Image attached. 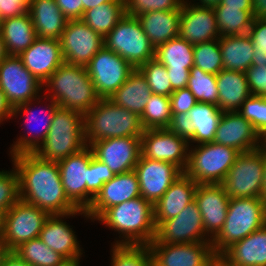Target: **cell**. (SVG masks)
<instances>
[{
	"label": "cell",
	"mask_w": 266,
	"mask_h": 266,
	"mask_svg": "<svg viewBox=\"0 0 266 266\" xmlns=\"http://www.w3.org/2000/svg\"><path fill=\"white\" fill-rule=\"evenodd\" d=\"M19 175V198L50 215L79 210L67 197L57 162L40 159L34 153L11 156Z\"/></svg>",
	"instance_id": "1"
},
{
	"label": "cell",
	"mask_w": 266,
	"mask_h": 266,
	"mask_svg": "<svg viewBox=\"0 0 266 266\" xmlns=\"http://www.w3.org/2000/svg\"><path fill=\"white\" fill-rule=\"evenodd\" d=\"M96 220L120 234L114 244L148 245L155 238L153 204L141 196L107 208Z\"/></svg>",
	"instance_id": "2"
},
{
	"label": "cell",
	"mask_w": 266,
	"mask_h": 266,
	"mask_svg": "<svg viewBox=\"0 0 266 266\" xmlns=\"http://www.w3.org/2000/svg\"><path fill=\"white\" fill-rule=\"evenodd\" d=\"M58 106L84 116L101 99L85 66L63 63L44 83L43 90ZM51 93V94H50Z\"/></svg>",
	"instance_id": "3"
},
{
	"label": "cell",
	"mask_w": 266,
	"mask_h": 266,
	"mask_svg": "<svg viewBox=\"0 0 266 266\" xmlns=\"http://www.w3.org/2000/svg\"><path fill=\"white\" fill-rule=\"evenodd\" d=\"M84 124L87 146L101 139L141 137L144 132L138 114L115 105L110 99H100L84 116Z\"/></svg>",
	"instance_id": "4"
},
{
	"label": "cell",
	"mask_w": 266,
	"mask_h": 266,
	"mask_svg": "<svg viewBox=\"0 0 266 266\" xmlns=\"http://www.w3.org/2000/svg\"><path fill=\"white\" fill-rule=\"evenodd\" d=\"M84 115L58 106L44 143L34 153L40 159L58 162L85 148Z\"/></svg>",
	"instance_id": "5"
},
{
	"label": "cell",
	"mask_w": 266,
	"mask_h": 266,
	"mask_svg": "<svg viewBox=\"0 0 266 266\" xmlns=\"http://www.w3.org/2000/svg\"><path fill=\"white\" fill-rule=\"evenodd\" d=\"M265 225L266 206L261 198H230L225 223L211 240L213 252L223 253Z\"/></svg>",
	"instance_id": "6"
},
{
	"label": "cell",
	"mask_w": 266,
	"mask_h": 266,
	"mask_svg": "<svg viewBox=\"0 0 266 266\" xmlns=\"http://www.w3.org/2000/svg\"><path fill=\"white\" fill-rule=\"evenodd\" d=\"M238 154L236 149L215 142L191 145L184 172L198 184H221Z\"/></svg>",
	"instance_id": "7"
},
{
	"label": "cell",
	"mask_w": 266,
	"mask_h": 266,
	"mask_svg": "<svg viewBox=\"0 0 266 266\" xmlns=\"http://www.w3.org/2000/svg\"><path fill=\"white\" fill-rule=\"evenodd\" d=\"M104 41L108 49L125 59L134 69L155 58V47L135 16L125 14Z\"/></svg>",
	"instance_id": "8"
},
{
	"label": "cell",
	"mask_w": 266,
	"mask_h": 266,
	"mask_svg": "<svg viewBox=\"0 0 266 266\" xmlns=\"http://www.w3.org/2000/svg\"><path fill=\"white\" fill-rule=\"evenodd\" d=\"M263 173V147L240 152L221 185L230 198H260Z\"/></svg>",
	"instance_id": "9"
},
{
	"label": "cell",
	"mask_w": 266,
	"mask_h": 266,
	"mask_svg": "<svg viewBox=\"0 0 266 266\" xmlns=\"http://www.w3.org/2000/svg\"><path fill=\"white\" fill-rule=\"evenodd\" d=\"M49 216L45 210L19 199L5 213L2 241L13 251L20 244L38 238Z\"/></svg>",
	"instance_id": "10"
},
{
	"label": "cell",
	"mask_w": 266,
	"mask_h": 266,
	"mask_svg": "<svg viewBox=\"0 0 266 266\" xmlns=\"http://www.w3.org/2000/svg\"><path fill=\"white\" fill-rule=\"evenodd\" d=\"M85 67L101 99H108L134 70L125 59L105 45Z\"/></svg>",
	"instance_id": "11"
},
{
	"label": "cell",
	"mask_w": 266,
	"mask_h": 266,
	"mask_svg": "<svg viewBox=\"0 0 266 266\" xmlns=\"http://www.w3.org/2000/svg\"><path fill=\"white\" fill-rule=\"evenodd\" d=\"M42 87L43 84L24 67L19 56L8 55L0 64V89L12 109L38 98Z\"/></svg>",
	"instance_id": "12"
},
{
	"label": "cell",
	"mask_w": 266,
	"mask_h": 266,
	"mask_svg": "<svg viewBox=\"0 0 266 266\" xmlns=\"http://www.w3.org/2000/svg\"><path fill=\"white\" fill-rule=\"evenodd\" d=\"M205 233L202 216L195 200L189 203L176 217L162 221L156 227L151 243H195L211 242Z\"/></svg>",
	"instance_id": "13"
},
{
	"label": "cell",
	"mask_w": 266,
	"mask_h": 266,
	"mask_svg": "<svg viewBox=\"0 0 266 266\" xmlns=\"http://www.w3.org/2000/svg\"><path fill=\"white\" fill-rule=\"evenodd\" d=\"M189 141L168 128L147 129L141 136V155L175 164L184 172L189 160Z\"/></svg>",
	"instance_id": "14"
},
{
	"label": "cell",
	"mask_w": 266,
	"mask_h": 266,
	"mask_svg": "<svg viewBox=\"0 0 266 266\" xmlns=\"http://www.w3.org/2000/svg\"><path fill=\"white\" fill-rule=\"evenodd\" d=\"M60 41L64 62L80 66H86L105 45L104 37L81 19L68 20Z\"/></svg>",
	"instance_id": "15"
},
{
	"label": "cell",
	"mask_w": 266,
	"mask_h": 266,
	"mask_svg": "<svg viewBox=\"0 0 266 266\" xmlns=\"http://www.w3.org/2000/svg\"><path fill=\"white\" fill-rule=\"evenodd\" d=\"M43 96L42 98L44 99L46 98V101L50 103L47 104V106H45V110H41L43 112L45 111L41 119H40V116L37 115V113L35 114V111H33V108H30V107H33V104H35L36 102H38L37 105L41 103V100H40L42 99L40 98L41 96H39L35 100H31L24 104L18 105L17 107L13 109L12 117L14 116L16 118L18 115H21V114L26 115L24 117L25 120L23 122L26 123L24 126L29 127V129L26 128L28 132L25 133L24 135H20V137L16 139L17 141L13 142L14 144L10 146L9 154L11 156H16V155L24 154V153H35L38 150V148L44 143L47 133L49 132L51 123L53 121L54 113H55L56 108L58 107V104L54 102L51 98L49 97L47 98V96L45 97V94ZM39 120H41L40 122H42L43 125L42 123L38 124L40 130L38 128L37 130L33 131L32 126L30 125L31 122L36 123ZM40 125L42 127H40Z\"/></svg>",
	"instance_id": "16"
},
{
	"label": "cell",
	"mask_w": 266,
	"mask_h": 266,
	"mask_svg": "<svg viewBox=\"0 0 266 266\" xmlns=\"http://www.w3.org/2000/svg\"><path fill=\"white\" fill-rule=\"evenodd\" d=\"M89 147L99 161L116 175L133 171L141 155V137H117L92 142Z\"/></svg>",
	"instance_id": "17"
},
{
	"label": "cell",
	"mask_w": 266,
	"mask_h": 266,
	"mask_svg": "<svg viewBox=\"0 0 266 266\" xmlns=\"http://www.w3.org/2000/svg\"><path fill=\"white\" fill-rule=\"evenodd\" d=\"M154 266H208L214 254L211 242L150 243Z\"/></svg>",
	"instance_id": "18"
},
{
	"label": "cell",
	"mask_w": 266,
	"mask_h": 266,
	"mask_svg": "<svg viewBox=\"0 0 266 266\" xmlns=\"http://www.w3.org/2000/svg\"><path fill=\"white\" fill-rule=\"evenodd\" d=\"M134 171L138 176L141 197L153 205L183 173L175 164L140 155Z\"/></svg>",
	"instance_id": "19"
},
{
	"label": "cell",
	"mask_w": 266,
	"mask_h": 266,
	"mask_svg": "<svg viewBox=\"0 0 266 266\" xmlns=\"http://www.w3.org/2000/svg\"><path fill=\"white\" fill-rule=\"evenodd\" d=\"M178 36L192 45L220 39L214 8L198 6L189 0H183Z\"/></svg>",
	"instance_id": "20"
},
{
	"label": "cell",
	"mask_w": 266,
	"mask_h": 266,
	"mask_svg": "<svg viewBox=\"0 0 266 266\" xmlns=\"http://www.w3.org/2000/svg\"><path fill=\"white\" fill-rule=\"evenodd\" d=\"M89 146L74 155L58 161L60 178L68 199L78 208L86 211V183L88 167L93 157Z\"/></svg>",
	"instance_id": "21"
},
{
	"label": "cell",
	"mask_w": 266,
	"mask_h": 266,
	"mask_svg": "<svg viewBox=\"0 0 266 266\" xmlns=\"http://www.w3.org/2000/svg\"><path fill=\"white\" fill-rule=\"evenodd\" d=\"M140 196L138 176L134 170L116 174L110 181L104 183L85 213L93 222L107 208Z\"/></svg>",
	"instance_id": "22"
},
{
	"label": "cell",
	"mask_w": 266,
	"mask_h": 266,
	"mask_svg": "<svg viewBox=\"0 0 266 266\" xmlns=\"http://www.w3.org/2000/svg\"><path fill=\"white\" fill-rule=\"evenodd\" d=\"M88 216L85 211L79 209L67 214L50 215L44 223L39 238L53 251L60 253L67 260L80 259L83 252L73 227L70 226L64 217H75L76 215ZM63 218V220H62ZM72 227V228H71Z\"/></svg>",
	"instance_id": "23"
},
{
	"label": "cell",
	"mask_w": 266,
	"mask_h": 266,
	"mask_svg": "<svg viewBox=\"0 0 266 266\" xmlns=\"http://www.w3.org/2000/svg\"><path fill=\"white\" fill-rule=\"evenodd\" d=\"M213 142L234 148L239 153L262 147L261 136L238 112H223Z\"/></svg>",
	"instance_id": "24"
},
{
	"label": "cell",
	"mask_w": 266,
	"mask_h": 266,
	"mask_svg": "<svg viewBox=\"0 0 266 266\" xmlns=\"http://www.w3.org/2000/svg\"><path fill=\"white\" fill-rule=\"evenodd\" d=\"M194 200L202 216L204 231L213 239L225 223L230 197L221 184H198Z\"/></svg>",
	"instance_id": "25"
},
{
	"label": "cell",
	"mask_w": 266,
	"mask_h": 266,
	"mask_svg": "<svg viewBox=\"0 0 266 266\" xmlns=\"http://www.w3.org/2000/svg\"><path fill=\"white\" fill-rule=\"evenodd\" d=\"M19 57L42 84L64 63L61 41L37 37Z\"/></svg>",
	"instance_id": "26"
},
{
	"label": "cell",
	"mask_w": 266,
	"mask_h": 266,
	"mask_svg": "<svg viewBox=\"0 0 266 266\" xmlns=\"http://www.w3.org/2000/svg\"><path fill=\"white\" fill-rule=\"evenodd\" d=\"M197 187L198 183L183 172L153 205L155 226L176 217L195 199Z\"/></svg>",
	"instance_id": "27"
},
{
	"label": "cell",
	"mask_w": 266,
	"mask_h": 266,
	"mask_svg": "<svg viewBox=\"0 0 266 266\" xmlns=\"http://www.w3.org/2000/svg\"><path fill=\"white\" fill-rule=\"evenodd\" d=\"M36 35L39 38L60 40L68 19L55 0H33L28 7Z\"/></svg>",
	"instance_id": "28"
},
{
	"label": "cell",
	"mask_w": 266,
	"mask_h": 266,
	"mask_svg": "<svg viewBox=\"0 0 266 266\" xmlns=\"http://www.w3.org/2000/svg\"><path fill=\"white\" fill-rule=\"evenodd\" d=\"M218 107L223 112H236L251 96L245 72L221 70L216 75Z\"/></svg>",
	"instance_id": "29"
},
{
	"label": "cell",
	"mask_w": 266,
	"mask_h": 266,
	"mask_svg": "<svg viewBox=\"0 0 266 266\" xmlns=\"http://www.w3.org/2000/svg\"><path fill=\"white\" fill-rule=\"evenodd\" d=\"M152 95L146 78L137 68L134 69L123 83L108 99L115 105L123 107L139 116Z\"/></svg>",
	"instance_id": "30"
},
{
	"label": "cell",
	"mask_w": 266,
	"mask_h": 266,
	"mask_svg": "<svg viewBox=\"0 0 266 266\" xmlns=\"http://www.w3.org/2000/svg\"><path fill=\"white\" fill-rule=\"evenodd\" d=\"M222 254L238 266H266V225L235 242Z\"/></svg>",
	"instance_id": "31"
},
{
	"label": "cell",
	"mask_w": 266,
	"mask_h": 266,
	"mask_svg": "<svg viewBox=\"0 0 266 266\" xmlns=\"http://www.w3.org/2000/svg\"><path fill=\"white\" fill-rule=\"evenodd\" d=\"M181 10L152 11L137 16L151 44L157 46L178 37Z\"/></svg>",
	"instance_id": "32"
},
{
	"label": "cell",
	"mask_w": 266,
	"mask_h": 266,
	"mask_svg": "<svg viewBox=\"0 0 266 266\" xmlns=\"http://www.w3.org/2000/svg\"><path fill=\"white\" fill-rule=\"evenodd\" d=\"M1 36L8 55L19 56L28 49L37 38L30 14L2 20Z\"/></svg>",
	"instance_id": "33"
},
{
	"label": "cell",
	"mask_w": 266,
	"mask_h": 266,
	"mask_svg": "<svg viewBox=\"0 0 266 266\" xmlns=\"http://www.w3.org/2000/svg\"><path fill=\"white\" fill-rule=\"evenodd\" d=\"M223 69L246 72L252 66L254 45L248 35L223 36L219 39Z\"/></svg>",
	"instance_id": "34"
},
{
	"label": "cell",
	"mask_w": 266,
	"mask_h": 266,
	"mask_svg": "<svg viewBox=\"0 0 266 266\" xmlns=\"http://www.w3.org/2000/svg\"><path fill=\"white\" fill-rule=\"evenodd\" d=\"M188 114L194 124V136L189 140L190 146L194 143L198 145L213 142L223 111L217 105L198 102Z\"/></svg>",
	"instance_id": "35"
},
{
	"label": "cell",
	"mask_w": 266,
	"mask_h": 266,
	"mask_svg": "<svg viewBox=\"0 0 266 266\" xmlns=\"http://www.w3.org/2000/svg\"><path fill=\"white\" fill-rule=\"evenodd\" d=\"M194 45L179 36L155 48V59L167 70H190L194 66Z\"/></svg>",
	"instance_id": "36"
},
{
	"label": "cell",
	"mask_w": 266,
	"mask_h": 266,
	"mask_svg": "<svg viewBox=\"0 0 266 266\" xmlns=\"http://www.w3.org/2000/svg\"><path fill=\"white\" fill-rule=\"evenodd\" d=\"M124 15V0H116L84 11L81 20L105 38Z\"/></svg>",
	"instance_id": "37"
},
{
	"label": "cell",
	"mask_w": 266,
	"mask_h": 266,
	"mask_svg": "<svg viewBox=\"0 0 266 266\" xmlns=\"http://www.w3.org/2000/svg\"><path fill=\"white\" fill-rule=\"evenodd\" d=\"M217 28L221 37L248 33L253 22V10H242L241 7H214Z\"/></svg>",
	"instance_id": "38"
},
{
	"label": "cell",
	"mask_w": 266,
	"mask_h": 266,
	"mask_svg": "<svg viewBox=\"0 0 266 266\" xmlns=\"http://www.w3.org/2000/svg\"><path fill=\"white\" fill-rule=\"evenodd\" d=\"M13 252L30 266H60L67 260L39 237L20 244Z\"/></svg>",
	"instance_id": "39"
},
{
	"label": "cell",
	"mask_w": 266,
	"mask_h": 266,
	"mask_svg": "<svg viewBox=\"0 0 266 266\" xmlns=\"http://www.w3.org/2000/svg\"><path fill=\"white\" fill-rule=\"evenodd\" d=\"M172 117L170 97L153 94L140 116L144 130L168 128Z\"/></svg>",
	"instance_id": "40"
},
{
	"label": "cell",
	"mask_w": 266,
	"mask_h": 266,
	"mask_svg": "<svg viewBox=\"0 0 266 266\" xmlns=\"http://www.w3.org/2000/svg\"><path fill=\"white\" fill-rule=\"evenodd\" d=\"M187 88L201 103H211L218 106V87L216 75L202 71L193 66L190 69Z\"/></svg>",
	"instance_id": "41"
},
{
	"label": "cell",
	"mask_w": 266,
	"mask_h": 266,
	"mask_svg": "<svg viewBox=\"0 0 266 266\" xmlns=\"http://www.w3.org/2000/svg\"><path fill=\"white\" fill-rule=\"evenodd\" d=\"M111 266H154L147 245L112 244Z\"/></svg>",
	"instance_id": "42"
},
{
	"label": "cell",
	"mask_w": 266,
	"mask_h": 266,
	"mask_svg": "<svg viewBox=\"0 0 266 266\" xmlns=\"http://www.w3.org/2000/svg\"><path fill=\"white\" fill-rule=\"evenodd\" d=\"M193 55L194 66L199 67L202 71L217 75L223 70L219 39L194 45Z\"/></svg>",
	"instance_id": "43"
},
{
	"label": "cell",
	"mask_w": 266,
	"mask_h": 266,
	"mask_svg": "<svg viewBox=\"0 0 266 266\" xmlns=\"http://www.w3.org/2000/svg\"><path fill=\"white\" fill-rule=\"evenodd\" d=\"M147 80L153 94L170 97L172 87L167 73V68L155 58L149 60L138 68Z\"/></svg>",
	"instance_id": "44"
},
{
	"label": "cell",
	"mask_w": 266,
	"mask_h": 266,
	"mask_svg": "<svg viewBox=\"0 0 266 266\" xmlns=\"http://www.w3.org/2000/svg\"><path fill=\"white\" fill-rule=\"evenodd\" d=\"M236 112L253 125L261 138L266 134V97L251 95Z\"/></svg>",
	"instance_id": "45"
},
{
	"label": "cell",
	"mask_w": 266,
	"mask_h": 266,
	"mask_svg": "<svg viewBox=\"0 0 266 266\" xmlns=\"http://www.w3.org/2000/svg\"><path fill=\"white\" fill-rule=\"evenodd\" d=\"M114 176L115 174L105 163L92 157L88 167V183H86V210L104 183L110 181Z\"/></svg>",
	"instance_id": "46"
},
{
	"label": "cell",
	"mask_w": 266,
	"mask_h": 266,
	"mask_svg": "<svg viewBox=\"0 0 266 266\" xmlns=\"http://www.w3.org/2000/svg\"><path fill=\"white\" fill-rule=\"evenodd\" d=\"M19 199V175L13 165L11 171H0V209L6 213Z\"/></svg>",
	"instance_id": "47"
},
{
	"label": "cell",
	"mask_w": 266,
	"mask_h": 266,
	"mask_svg": "<svg viewBox=\"0 0 266 266\" xmlns=\"http://www.w3.org/2000/svg\"><path fill=\"white\" fill-rule=\"evenodd\" d=\"M183 0H124L125 14L139 16L145 12L181 10Z\"/></svg>",
	"instance_id": "48"
},
{
	"label": "cell",
	"mask_w": 266,
	"mask_h": 266,
	"mask_svg": "<svg viewBox=\"0 0 266 266\" xmlns=\"http://www.w3.org/2000/svg\"><path fill=\"white\" fill-rule=\"evenodd\" d=\"M248 35L254 45L252 66L266 65V20H253Z\"/></svg>",
	"instance_id": "49"
},
{
	"label": "cell",
	"mask_w": 266,
	"mask_h": 266,
	"mask_svg": "<svg viewBox=\"0 0 266 266\" xmlns=\"http://www.w3.org/2000/svg\"><path fill=\"white\" fill-rule=\"evenodd\" d=\"M245 73L251 95L266 97V65L251 66Z\"/></svg>",
	"instance_id": "50"
},
{
	"label": "cell",
	"mask_w": 266,
	"mask_h": 266,
	"mask_svg": "<svg viewBox=\"0 0 266 266\" xmlns=\"http://www.w3.org/2000/svg\"><path fill=\"white\" fill-rule=\"evenodd\" d=\"M172 114L188 113L198 103L195 96L186 87L172 92L170 96Z\"/></svg>",
	"instance_id": "51"
},
{
	"label": "cell",
	"mask_w": 266,
	"mask_h": 266,
	"mask_svg": "<svg viewBox=\"0 0 266 266\" xmlns=\"http://www.w3.org/2000/svg\"><path fill=\"white\" fill-rule=\"evenodd\" d=\"M168 129L188 141L194 136V124L188 113L172 114Z\"/></svg>",
	"instance_id": "52"
},
{
	"label": "cell",
	"mask_w": 266,
	"mask_h": 266,
	"mask_svg": "<svg viewBox=\"0 0 266 266\" xmlns=\"http://www.w3.org/2000/svg\"><path fill=\"white\" fill-rule=\"evenodd\" d=\"M28 12V7L21 0H0V17H16Z\"/></svg>",
	"instance_id": "53"
},
{
	"label": "cell",
	"mask_w": 266,
	"mask_h": 266,
	"mask_svg": "<svg viewBox=\"0 0 266 266\" xmlns=\"http://www.w3.org/2000/svg\"><path fill=\"white\" fill-rule=\"evenodd\" d=\"M61 12L68 20L81 19L83 16L82 0H55Z\"/></svg>",
	"instance_id": "54"
},
{
	"label": "cell",
	"mask_w": 266,
	"mask_h": 266,
	"mask_svg": "<svg viewBox=\"0 0 266 266\" xmlns=\"http://www.w3.org/2000/svg\"><path fill=\"white\" fill-rule=\"evenodd\" d=\"M172 91L186 88L190 76V70H167Z\"/></svg>",
	"instance_id": "55"
},
{
	"label": "cell",
	"mask_w": 266,
	"mask_h": 266,
	"mask_svg": "<svg viewBox=\"0 0 266 266\" xmlns=\"http://www.w3.org/2000/svg\"><path fill=\"white\" fill-rule=\"evenodd\" d=\"M13 109L6 100L4 92L0 89V124L12 117Z\"/></svg>",
	"instance_id": "56"
},
{
	"label": "cell",
	"mask_w": 266,
	"mask_h": 266,
	"mask_svg": "<svg viewBox=\"0 0 266 266\" xmlns=\"http://www.w3.org/2000/svg\"><path fill=\"white\" fill-rule=\"evenodd\" d=\"M253 20H266V0H252Z\"/></svg>",
	"instance_id": "57"
},
{
	"label": "cell",
	"mask_w": 266,
	"mask_h": 266,
	"mask_svg": "<svg viewBox=\"0 0 266 266\" xmlns=\"http://www.w3.org/2000/svg\"><path fill=\"white\" fill-rule=\"evenodd\" d=\"M208 266H238L232 263L222 253H214L208 262Z\"/></svg>",
	"instance_id": "58"
},
{
	"label": "cell",
	"mask_w": 266,
	"mask_h": 266,
	"mask_svg": "<svg viewBox=\"0 0 266 266\" xmlns=\"http://www.w3.org/2000/svg\"><path fill=\"white\" fill-rule=\"evenodd\" d=\"M219 5L241 7L242 10H252V0H221Z\"/></svg>",
	"instance_id": "59"
},
{
	"label": "cell",
	"mask_w": 266,
	"mask_h": 266,
	"mask_svg": "<svg viewBox=\"0 0 266 266\" xmlns=\"http://www.w3.org/2000/svg\"><path fill=\"white\" fill-rule=\"evenodd\" d=\"M2 266H30L27 262L20 259L13 251L4 258Z\"/></svg>",
	"instance_id": "60"
},
{
	"label": "cell",
	"mask_w": 266,
	"mask_h": 266,
	"mask_svg": "<svg viewBox=\"0 0 266 266\" xmlns=\"http://www.w3.org/2000/svg\"><path fill=\"white\" fill-rule=\"evenodd\" d=\"M263 159H264V173H263V179H262V188L260 191V198L261 201L266 206V149L263 148Z\"/></svg>",
	"instance_id": "61"
},
{
	"label": "cell",
	"mask_w": 266,
	"mask_h": 266,
	"mask_svg": "<svg viewBox=\"0 0 266 266\" xmlns=\"http://www.w3.org/2000/svg\"><path fill=\"white\" fill-rule=\"evenodd\" d=\"M116 0H82V5H83V13L84 11L97 7L98 5L107 3V2H113Z\"/></svg>",
	"instance_id": "62"
},
{
	"label": "cell",
	"mask_w": 266,
	"mask_h": 266,
	"mask_svg": "<svg viewBox=\"0 0 266 266\" xmlns=\"http://www.w3.org/2000/svg\"><path fill=\"white\" fill-rule=\"evenodd\" d=\"M221 0H199V2H194V4L202 7L214 8L220 4Z\"/></svg>",
	"instance_id": "63"
},
{
	"label": "cell",
	"mask_w": 266,
	"mask_h": 266,
	"mask_svg": "<svg viewBox=\"0 0 266 266\" xmlns=\"http://www.w3.org/2000/svg\"><path fill=\"white\" fill-rule=\"evenodd\" d=\"M10 250L0 238V266H2L4 258L9 254Z\"/></svg>",
	"instance_id": "64"
},
{
	"label": "cell",
	"mask_w": 266,
	"mask_h": 266,
	"mask_svg": "<svg viewBox=\"0 0 266 266\" xmlns=\"http://www.w3.org/2000/svg\"><path fill=\"white\" fill-rule=\"evenodd\" d=\"M8 56V53L6 51L4 40L2 39V36L0 34V64L2 61Z\"/></svg>",
	"instance_id": "65"
},
{
	"label": "cell",
	"mask_w": 266,
	"mask_h": 266,
	"mask_svg": "<svg viewBox=\"0 0 266 266\" xmlns=\"http://www.w3.org/2000/svg\"><path fill=\"white\" fill-rule=\"evenodd\" d=\"M4 216H5V212L0 209V238H2L3 231H4Z\"/></svg>",
	"instance_id": "66"
},
{
	"label": "cell",
	"mask_w": 266,
	"mask_h": 266,
	"mask_svg": "<svg viewBox=\"0 0 266 266\" xmlns=\"http://www.w3.org/2000/svg\"><path fill=\"white\" fill-rule=\"evenodd\" d=\"M60 266H80V259H74V260H66L62 265Z\"/></svg>",
	"instance_id": "67"
},
{
	"label": "cell",
	"mask_w": 266,
	"mask_h": 266,
	"mask_svg": "<svg viewBox=\"0 0 266 266\" xmlns=\"http://www.w3.org/2000/svg\"><path fill=\"white\" fill-rule=\"evenodd\" d=\"M262 147L266 149V134L262 137Z\"/></svg>",
	"instance_id": "68"
},
{
	"label": "cell",
	"mask_w": 266,
	"mask_h": 266,
	"mask_svg": "<svg viewBox=\"0 0 266 266\" xmlns=\"http://www.w3.org/2000/svg\"><path fill=\"white\" fill-rule=\"evenodd\" d=\"M27 7L32 3L33 0H21Z\"/></svg>",
	"instance_id": "69"
},
{
	"label": "cell",
	"mask_w": 266,
	"mask_h": 266,
	"mask_svg": "<svg viewBox=\"0 0 266 266\" xmlns=\"http://www.w3.org/2000/svg\"><path fill=\"white\" fill-rule=\"evenodd\" d=\"M2 19L0 17V33H1Z\"/></svg>",
	"instance_id": "70"
}]
</instances>
